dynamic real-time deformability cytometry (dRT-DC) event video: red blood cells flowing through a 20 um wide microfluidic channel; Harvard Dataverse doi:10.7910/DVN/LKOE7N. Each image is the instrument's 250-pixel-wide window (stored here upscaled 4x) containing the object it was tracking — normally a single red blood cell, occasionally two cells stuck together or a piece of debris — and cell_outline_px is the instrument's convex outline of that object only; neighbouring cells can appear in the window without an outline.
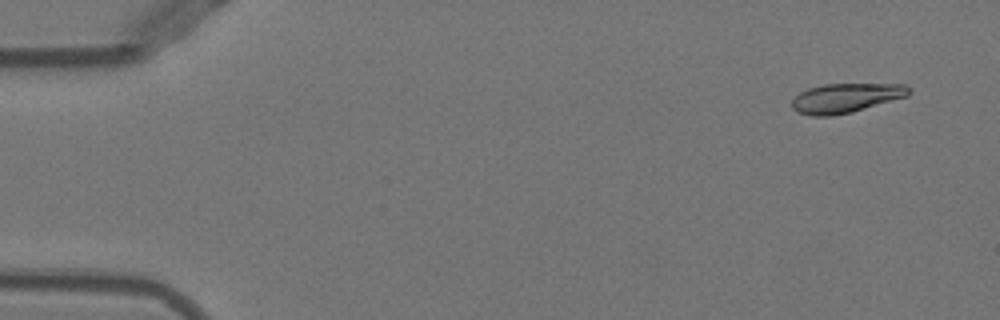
{"species": "Egyptian fruit bat (a non-hibernating species)", "species_latin": "Rousettus aegyptiacus", "temperature_condition": "warm", "stored_images_in_passage": 49, "camera_frame_rate_fps": 3000, "um_per_image_px": 0.085, "animal": {"sex": "female"}, "frame": {"image": 1, "passage_image": 1, "time_ms": 0.0, "image_size_px": [1000, 320], "cell_outline_px": [[912, 92], [908, 96], [852, 112], [832, 116], [812, 116], [796, 112], [792, 108], [792, 100], [800, 92], [808, 88], [824, 84], [908, 84], [912, 88]], "centroid_in_image_um": [71.92, 8.32], "position_along_channel_um": 13.1, "area_um2": 20.23}}
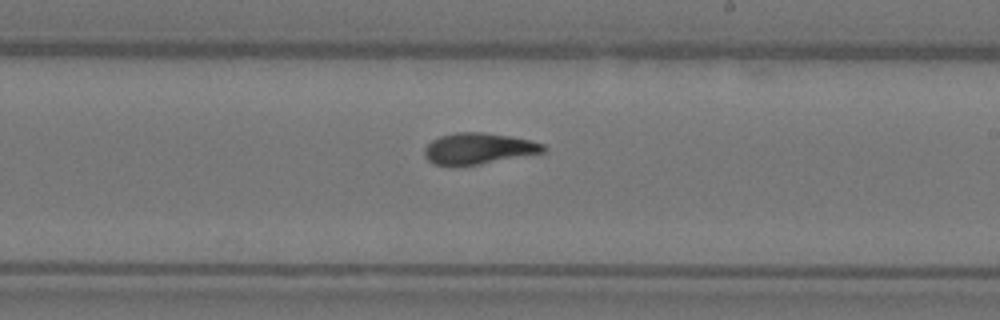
{"frame": {"image": 2, "passage_image": 28, "time_ms": 9.0, "image_size_px": [1000, 320], "cell_outline_px": [[548, 148], [544, 152], [480, 164], [452, 168], [432, 164], [424, 156], [424, 148], [432, 140], [440, 136], [456, 132], [484, 132], [508, 136], [528, 140], [544, 144]], "centroid_in_image_um": [40.6, 12.65], "position_along_channel_um": 248.4, "area_um2": 21.91}}
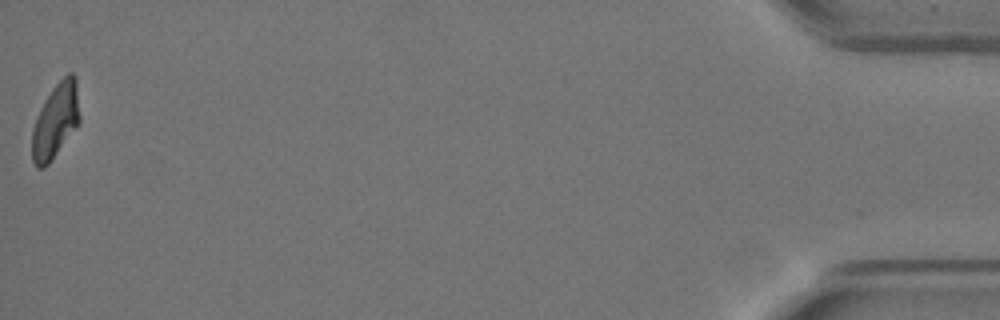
{"frame": {"image": 3, "passage_image": 49, "time_ms": 16.0, "image_size_px": [1000, 320], "cell_outline_px": [[80, 124], [48, 164], [44, 168], [36, 168], [32, 160], [32, 128], [36, 116], [40, 108], [52, 88], [68, 72], [72, 72], [76, 76], [80, 116]], "centroid_in_image_um": [4.73, 10.26], "position_along_channel_um": 430.5, "area_um2": 21.04}, "authors_computed_cell_mechanics": {"area_um2": 21.3282, "velocity_mm_per_s": 3.9703, "shape_relaxation_time_tau1_ms": 7.4564, "shape_relaxation_time_tau2_ms": 1.8068, "deformation_change_tau1": 0.2334, "deformation_change_tau2": 0.0777}}